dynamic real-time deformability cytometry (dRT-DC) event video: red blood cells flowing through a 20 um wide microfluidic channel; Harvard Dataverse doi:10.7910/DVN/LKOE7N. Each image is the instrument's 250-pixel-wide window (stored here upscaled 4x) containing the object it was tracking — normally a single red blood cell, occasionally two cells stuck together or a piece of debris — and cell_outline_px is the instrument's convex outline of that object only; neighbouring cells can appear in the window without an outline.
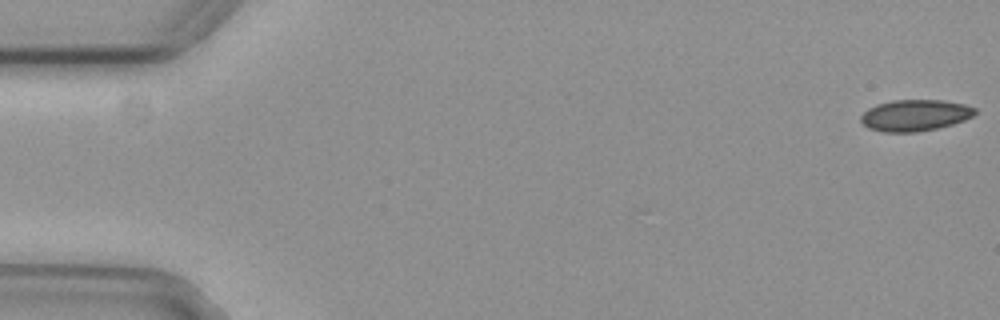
{"species": "common noctule bat (a hibernating species)", "species_latin": "Nyctalus noctula", "temperature_condition": "cold", "stored_images_in_passage": 10, "camera_frame_rate_fps": 3000, "um_per_image_px": 0.085, "animal": {"sex": "female", "body_mass_g": 29.2, "forearm_length_mm": 56.3}, "frame": {"image": 1, "passage_image": 1, "time_ms": 0.0, "image_size_px": [1000, 320], "cell_outline_px": [[976, 112], [972, 116], [964, 120], [952, 124], [936, 128], [916, 132], [884, 132], [868, 128], [860, 120], [860, 116], [868, 108], [876, 104], [892, 100], [944, 100], [964, 104], [976, 108]], "centroid_in_image_um": [77.75, 9.79], "position_along_channel_um": 7.2, "area_um2": 20.87}}